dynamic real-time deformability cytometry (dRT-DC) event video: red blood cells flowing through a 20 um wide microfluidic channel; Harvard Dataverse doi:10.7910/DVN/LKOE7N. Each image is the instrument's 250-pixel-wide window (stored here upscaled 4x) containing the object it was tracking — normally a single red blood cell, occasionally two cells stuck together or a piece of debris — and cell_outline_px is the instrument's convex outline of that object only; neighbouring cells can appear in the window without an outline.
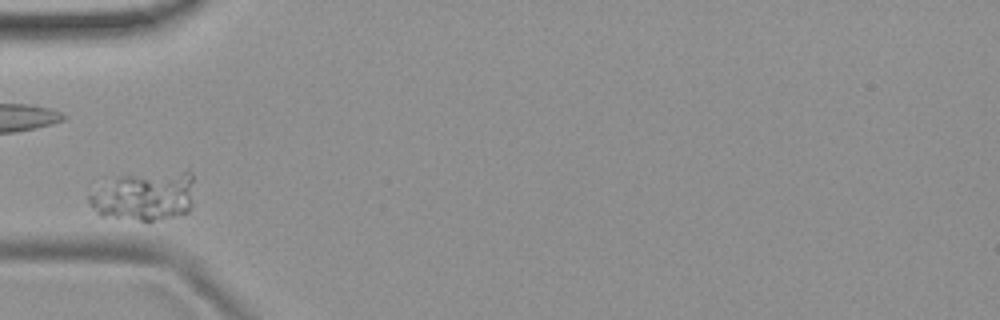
{"species": "common noctule bat (a hibernating species)", "species_latin": "Nyctalus noctula", "temperature_condition": "room temperature", "stored_images_in_passage": 3, "camera_frame_rate_fps": 3000, "um_per_image_px": 0.085, "animal": {"sex": "female", "body_mass_g": 19.9}, "frame": {"image": 1, "passage_image": 2, "time_ms": 0.333, "image_size_px": [1000, 320], "cell_outline_px": [[192, 180], [188, 212], [172, 216], [152, 220], [140, 220], [100, 216], [96, 212], [88, 200], [88, 196], [120, 176], [184, 172], [192, 172]], "centroid_in_image_um": [12.25, 16.7], "position_along_channel_um": 72.7, "area_um2": 28.67}}
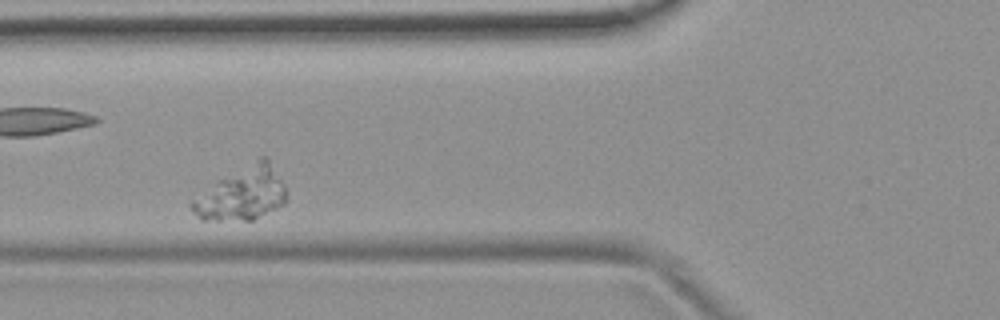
{"frame": {"image": 2, "passage_image": 3, "time_ms": 0.667, "image_size_px": [1000, 320], "cell_outline_px": [[288, 200], [284, 204], [252, 220], [200, 220], [192, 212], [188, 204], [192, 200], [220, 180], [260, 156], [264, 156], [268, 160], [284, 184], [288, 192]], "centroid_in_image_um": [20.6, 16.5], "position_along_channel_um": 105.2, "area_um2": 28.78}}